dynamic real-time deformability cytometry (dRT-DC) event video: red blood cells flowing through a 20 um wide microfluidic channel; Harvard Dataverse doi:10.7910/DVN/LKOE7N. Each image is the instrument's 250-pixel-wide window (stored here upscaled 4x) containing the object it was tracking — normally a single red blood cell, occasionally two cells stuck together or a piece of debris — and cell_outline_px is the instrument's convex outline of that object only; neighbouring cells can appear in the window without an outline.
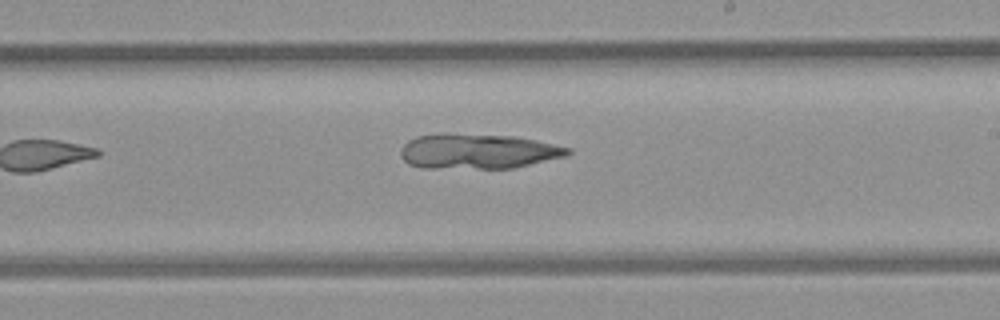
{"species": "common noctule bat (a hibernating species)", "species_latin": "Nyctalus noctula", "temperature_condition": "room temperature", "stored_images_in_passage": 9, "camera_frame_rate_fps": 3000, "um_per_image_px": 0.085, "animal": {"sex": "female", "body_mass_g": 21.9}, "frame": {"image": 1, "passage_image": 9, "time_ms": 2.667, "image_size_px": [1000, 320], "cell_outline_px": [[572, 152], [568, 156], [512, 168], [424, 168], [408, 164], [400, 156], [400, 148], [408, 140], [416, 136], [436, 132], [444, 132], [516, 136], [536, 140], [572, 148]], "centroid_in_image_um": [40.6, 12.84], "position_along_channel_um": 248.4, "area_um2": 34.85}}